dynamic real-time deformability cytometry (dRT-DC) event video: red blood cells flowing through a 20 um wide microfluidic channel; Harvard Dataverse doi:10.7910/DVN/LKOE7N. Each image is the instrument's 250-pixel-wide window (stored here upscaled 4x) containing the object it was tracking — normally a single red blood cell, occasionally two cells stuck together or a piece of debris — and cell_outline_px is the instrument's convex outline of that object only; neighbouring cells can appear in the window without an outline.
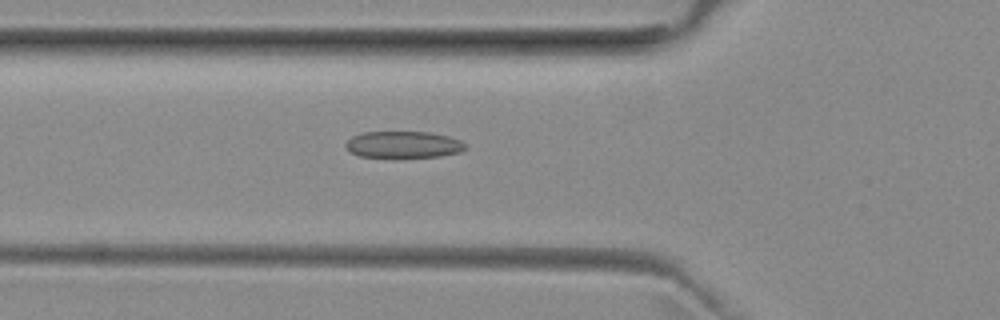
{"species": "common noctule bat (a hibernating species)", "species_latin": "Nyctalus noctula", "temperature_condition": "room temperature", "stored_images_in_passage": 30, "camera_frame_rate_fps": 3000, "um_per_image_px": 0.085, "animal": {"sex": "female", "body_mass_g": 29.2, "forearm_length_mm": 56.3}, "frame": {"image": 1, "passage_image": 4, "time_ms": 1.0, "image_size_px": [1000, 320], "cell_outline_px": [[464, 148], [460, 152], [440, 156], [400, 160], [392, 160], [360, 156], [352, 152], [344, 144], [352, 136], [360, 132], [428, 132], [448, 136], [460, 140], [464, 144]], "centroid_in_image_um": [34.25, 12.34], "position_along_channel_um": 91.6, "area_um2": 19.36}}
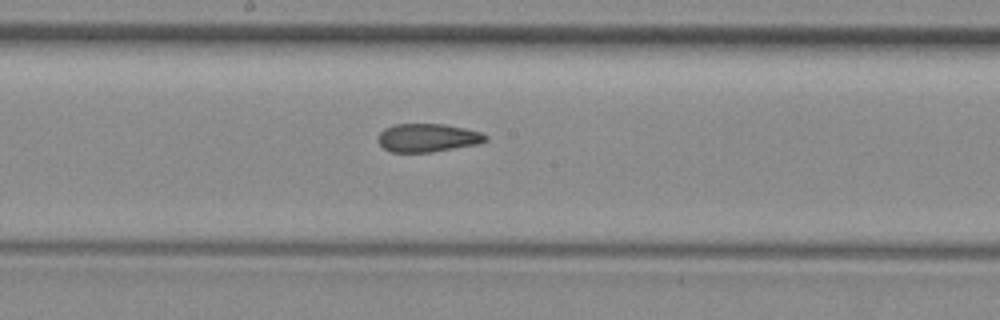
{"frame": {"image": 2, "passage_image": 13, "time_ms": 4.0, "image_size_px": [1000, 320], "cell_outline_px": [[488, 140], [476, 144], [432, 152], [392, 152], [384, 148], [380, 144], [380, 132], [384, 128], [396, 124], [444, 124], [464, 128], [480, 132], [488, 136]], "centroid_in_image_um": [36.37, 11.71], "position_along_channel_um": 211.8, "area_um2": 17.51}}
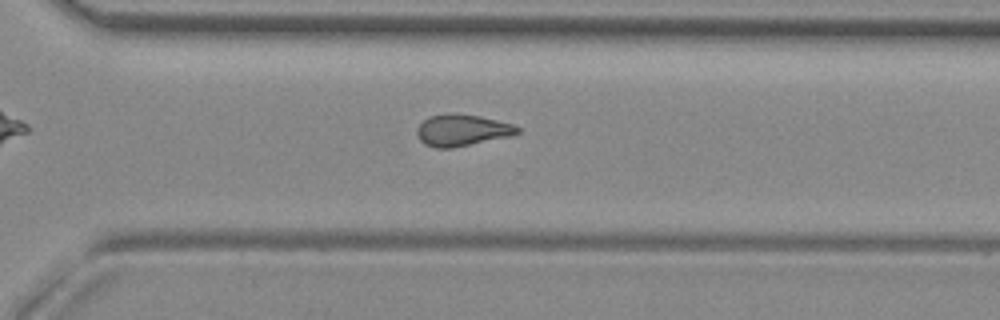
{"frame": {"image": 3, "passage_image": 22, "time_ms": 7.0, "image_size_px": [1000, 320], "cell_outline_px": [[520, 132], [512, 136], [452, 148], [436, 148], [424, 144], [420, 140], [416, 132], [416, 128], [428, 116], [448, 112], [452, 112], [480, 116], [512, 124], [520, 128]], "centroid_in_image_um": [39.26, 11.06], "position_along_channel_um": 331.3, "area_um2": 18.73}, "authors_computed_cell_mechanics": {"area_um2": 18.3226, "velocity_mm_per_s": 3.9997, "shape_relaxation_time_tau1_ms": null, "shape_relaxation_time_tau2_ms": 2.6873, "deformation_change_tau1": null, "deformation_change_tau2": 0.1}}